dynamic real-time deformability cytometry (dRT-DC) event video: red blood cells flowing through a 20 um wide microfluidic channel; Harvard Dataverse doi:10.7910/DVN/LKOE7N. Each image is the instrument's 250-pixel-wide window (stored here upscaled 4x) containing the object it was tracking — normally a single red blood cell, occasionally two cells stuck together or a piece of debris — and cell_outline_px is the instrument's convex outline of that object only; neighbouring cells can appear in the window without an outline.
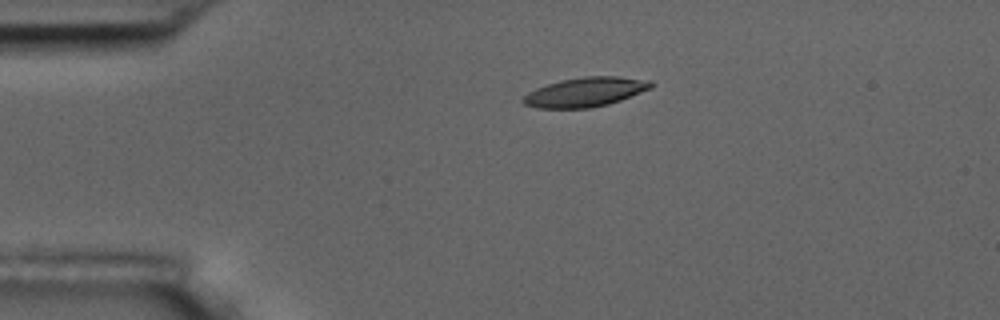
{"species": "common noctule bat (a hibernating species)", "species_latin": "Nyctalus noctula", "temperature_condition": "room temperature", "stored_images_in_passage": 5, "camera_frame_rate_fps": 3000, "um_per_image_px": 0.085, "animal": {"sex": "male", "body_mass_g": 17.5, "forearm_length_mm": 52.3}, "frame": {"image": 1, "passage_image": 4, "time_ms": 3.667, "image_size_px": [1000, 320], "cell_outline_px": [[656, 84], [652, 88], [620, 100], [608, 104], [588, 108], [536, 108], [524, 104], [520, 100], [528, 92], [536, 88], [560, 80], [584, 76], [620, 76], [652, 80]], "centroid_in_image_um": [49.78, 7.81], "position_along_channel_um": 35.2, "area_um2": 22.08}}